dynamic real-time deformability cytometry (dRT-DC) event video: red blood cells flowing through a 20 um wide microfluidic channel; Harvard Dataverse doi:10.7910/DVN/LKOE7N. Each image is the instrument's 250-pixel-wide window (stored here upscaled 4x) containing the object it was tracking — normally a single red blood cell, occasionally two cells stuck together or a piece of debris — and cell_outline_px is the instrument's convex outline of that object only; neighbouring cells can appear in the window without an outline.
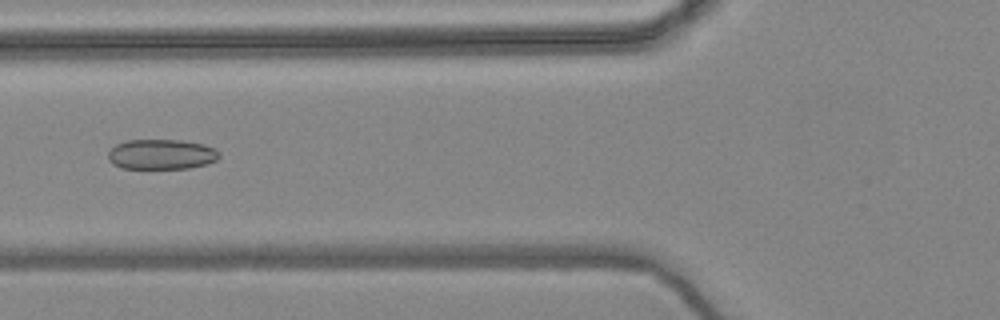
{"species": "common noctule bat (a hibernating species)", "species_latin": "Nyctalus noctula", "temperature_condition": "warm", "stored_images_in_passage": 55, "camera_frame_rate_fps": 3000, "um_per_image_px": 0.085, "animal": {"sex": "female", "body_mass_g": 24.6, "forearm_length_mm": 56.2}, "frame": {"image": 1, "passage_image": 21, "time_ms": 6.667, "image_size_px": [1000, 320], "cell_outline_px": [[220, 156], [216, 160], [208, 164], [188, 168], [120, 168], [112, 164], [108, 160], [108, 152], [116, 144], [124, 140], [180, 140], [204, 144], [216, 148], [220, 152]], "centroid_in_image_um": [13.73, 13.11], "position_along_channel_um": 112.1, "area_um2": 19.71}}
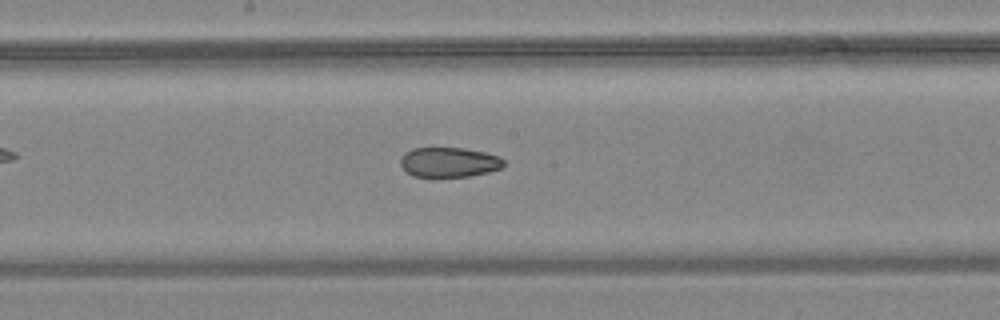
{"frame": {"image": 2, "passage_image": 29, "time_ms": 9.333, "image_size_px": [1000, 320], "cell_outline_px": [[504, 164], [500, 168], [488, 172], [468, 176], [412, 176], [400, 164], [400, 160], [404, 152], [412, 148], [460, 148], [484, 152], [500, 156], [504, 160]], "centroid_in_image_um": [38.16, 13.78], "position_along_channel_um": 210.0, "area_um2": 17.74}}
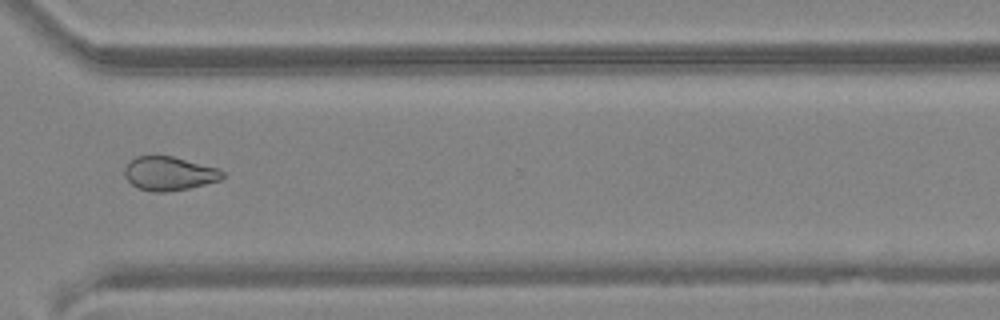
{"frame": {"image": 3, "passage_image": 41, "time_ms": 13.333, "image_size_px": [1000, 320], "cell_outline_px": [[224, 176], [220, 180], [188, 188], [168, 192], [156, 192], [136, 188], [124, 176], [124, 168], [136, 156], [172, 156], [220, 168], [224, 172]], "centroid_in_image_um": [14.39, 14.75], "position_along_channel_um": 356.2, "area_um2": 19.31}, "authors_computed_cell_mechanics": {"area_um2": 21.964, "velocity_mm_per_s": 3.6578, "shape_relaxation_time_tau1_ms": null, "shape_relaxation_time_tau2_ms": 3.2668, "deformation_change_tau1": null, "deformation_change_tau2": 0.0848}}